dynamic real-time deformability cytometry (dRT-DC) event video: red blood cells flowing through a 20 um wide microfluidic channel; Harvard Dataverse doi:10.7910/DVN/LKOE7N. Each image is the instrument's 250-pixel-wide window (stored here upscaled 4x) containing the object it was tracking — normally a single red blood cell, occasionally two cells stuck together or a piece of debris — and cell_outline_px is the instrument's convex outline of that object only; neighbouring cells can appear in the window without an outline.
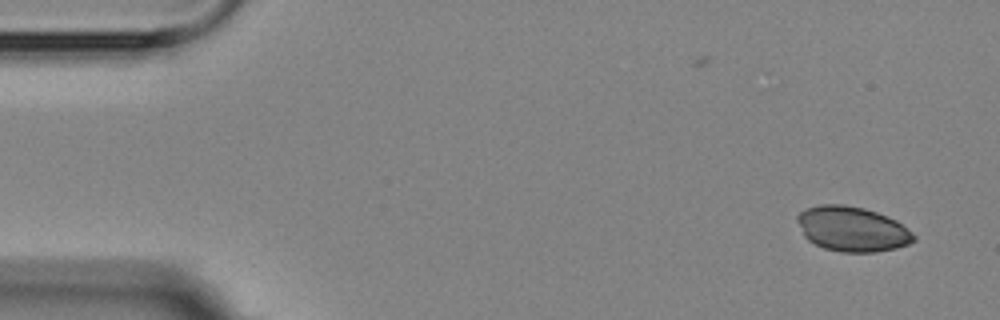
{"species": "Egyptian fruit bat (a non-hibernating species)", "species_latin": "Rousettus aegyptiacus", "temperature_condition": "room temperature", "stored_images_in_passage": 2, "camera_frame_rate_fps": 3000, "um_per_image_px": 0.085, "animal": {"sex": "female"}, "frame": {"image": 1, "passage_image": 2, "time_ms": 1.667, "image_size_px": [1000, 320], "cell_outline_px": [[916, 240], [908, 244], [896, 248], [876, 252], [840, 252], [824, 248], [808, 240], [804, 236], [796, 220], [796, 216], [800, 212], [808, 208], [820, 204], [844, 204], [864, 208], [888, 216], [896, 220], [912, 232], [916, 236]], "centroid_in_image_um": [72.44, 19.46], "position_along_channel_um": 12.6, "area_um2": 30.58}}